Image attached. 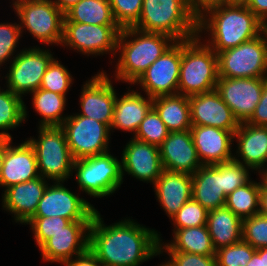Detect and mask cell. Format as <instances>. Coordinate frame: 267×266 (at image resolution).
Returning <instances> with one entry per match:
<instances>
[{"label": "cell", "instance_id": "5", "mask_svg": "<svg viewBox=\"0 0 267 266\" xmlns=\"http://www.w3.org/2000/svg\"><path fill=\"white\" fill-rule=\"evenodd\" d=\"M133 27L163 33L176 41L198 35V21L190 13L186 0H143L141 15Z\"/></svg>", "mask_w": 267, "mask_h": 266}, {"label": "cell", "instance_id": "53", "mask_svg": "<svg viewBox=\"0 0 267 266\" xmlns=\"http://www.w3.org/2000/svg\"><path fill=\"white\" fill-rule=\"evenodd\" d=\"M256 252L261 257V265L262 266H267V247L266 248L256 249Z\"/></svg>", "mask_w": 267, "mask_h": 266}, {"label": "cell", "instance_id": "20", "mask_svg": "<svg viewBox=\"0 0 267 266\" xmlns=\"http://www.w3.org/2000/svg\"><path fill=\"white\" fill-rule=\"evenodd\" d=\"M12 144V138L5 137V156L0 174V186L4 189L40 176L35 150L28 140L16 146Z\"/></svg>", "mask_w": 267, "mask_h": 266}, {"label": "cell", "instance_id": "39", "mask_svg": "<svg viewBox=\"0 0 267 266\" xmlns=\"http://www.w3.org/2000/svg\"><path fill=\"white\" fill-rule=\"evenodd\" d=\"M113 18L120 29L133 27L142 12L143 0H108Z\"/></svg>", "mask_w": 267, "mask_h": 266}, {"label": "cell", "instance_id": "17", "mask_svg": "<svg viewBox=\"0 0 267 266\" xmlns=\"http://www.w3.org/2000/svg\"><path fill=\"white\" fill-rule=\"evenodd\" d=\"M82 86L79 101L82 113L77 114L93 118L110 127L117 96L111 79L102 70Z\"/></svg>", "mask_w": 267, "mask_h": 266}, {"label": "cell", "instance_id": "4", "mask_svg": "<svg viewBox=\"0 0 267 266\" xmlns=\"http://www.w3.org/2000/svg\"><path fill=\"white\" fill-rule=\"evenodd\" d=\"M201 36L181 40L178 94L189 97L216 89L219 79L217 53L201 42Z\"/></svg>", "mask_w": 267, "mask_h": 266}, {"label": "cell", "instance_id": "34", "mask_svg": "<svg viewBox=\"0 0 267 266\" xmlns=\"http://www.w3.org/2000/svg\"><path fill=\"white\" fill-rule=\"evenodd\" d=\"M26 108L21 96L0 87V137L12 138L8 131L19 127L26 120Z\"/></svg>", "mask_w": 267, "mask_h": 266}, {"label": "cell", "instance_id": "24", "mask_svg": "<svg viewBox=\"0 0 267 266\" xmlns=\"http://www.w3.org/2000/svg\"><path fill=\"white\" fill-rule=\"evenodd\" d=\"M190 131L202 165L233 160L234 134L231 131L211 126H192Z\"/></svg>", "mask_w": 267, "mask_h": 266}, {"label": "cell", "instance_id": "47", "mask_svg": "<svg viewBox=\"0 0 267 266\" xmlns=\"http://www.w3.org/2000/svg\"><path fill=\"white\" fill-rule=\"evenodd\" d=\"M64 266H102L96 255L88 248L83 253L65 261Z\"/></svg>", "mask_w": 267, "mask_h": 266}, {"label": "cell", "instance_id": "57", "mask_svg": "<svg viewBox=\"0 0 267 266\" xmlns=\"http://www.w3.org/2000/svg\"><path fill=\"white\" fill-rule=\"evenodd\" d=\"M264 31H265L266 34H267V25L264 26Z\"/></svg>", "mask_w": 267, "mask_h": 266}, {"label": "cell", "instance_id": "38", "mask_svg": "<svg viewBox=\"0 0 267 266\" xmlns=\"http://www.w3.org/2000/svg\"><path fill=\"white\" fill-rule=\"evenodd\" d=\"M208 210L194 199L187 201L171 218L174 230L204 226L207 223Z\"/></svg>", "mask_w": 267, "mask_h": 266}, {"label": "cell", "instance_id": "28", "mask_svg": "<svg viewBox=\"0 0 267 266\" xmlns=\"http://www.w3.org/2000/svg\"><path fill=\"white\" fill-rule=\"evenodd\" d=\"M173 234V240L165 244L162 243L161 234H158L159 254H163V250L194 253L203 256H215L216 254V249L206 225L176 229Z\"/></svg>", "mask_w": 267, "mask_h": 266}, {"label": "cell", "instance_id": "32", "mask_svg": "<svg viewBox=\"0 0 267 266\" xmlns=\"http://www.w3.org/2000/svg\"><path fill=\"white\" fill-rule=\"evenodd\" d=\"M31 94L33 95V108L42 117L39 126H61L68 117V115H64V117L62 115L66 107V96L41 88L33 91Z\"/></svg>", "mask_w": 267, "mask_h": 266}, {"label": "cell", "instance_id": "48", "mask_svg": "<svg viewBox=\"0 0 267 266\" xmlns=\"http://www.w3.org/2000/svg\"><path fill=\"white\" fill-rule=\"evenodd\" d=\"M247 7L264 25H267V0H251Z\"/></svg>", "mask_w": 267, "mask_h": 266}, {"label": "cell", "instance_id": "30", "mask_svg": "<svg viewBox=\"0 0 267 266\" xmlns=\"http://www.w3.org/2000/svg\"><path fill=\"white\" fill-rule=\"evenodd\" d=\"M153 108L169 132L187 131L192 127L188 96L174 94L154 97Z\"/></svg>", "mask_w": 267, "mask_h": 266}, {"label": "cell", "instance_id": "33", "mask_svg": "<svg viewBox=\"0 0 267 266\" xmlns=\"http://www.w3.org/2000/svg\"><path fill=\"white\" fill-rule=\"evenodd\" d=\"M261 181L250 180L226 196L225 207L242 220L252 217L260 211Z\"/></svg>", "mask_w": 267, "mask_h": 266}, {"label": "cell", "instance_id": "23", "mask_svg": "<svg viewBox=\"0 0 267 266\" xmlns=\"http://www.w3.org/2000/svg\"><path fill=\"white\" fill-rule=\"evenodd\" d=\"M48 184L46 179L39 176L5 189L2 193L3 210L11 212L16 223L25 224L35 214Z\"/></svg>", "mask_w": 267, "mask_h": 266}, {"label": "cell", "instance_id": "52", "mask_svg": "<svg viewBox=\"0 0 267 266\" xmlns=\"http://www.w3.org/2000/svg\"><path fill=\"white\" fill-rule=\"evenodd\" d=\"M246 266H262L260 255L257 252H255L253 254L251 260L247 263Z\"/></svg>", "mask_w": 267, "mask_h": 266}, {"label": "cell", "instance_id": "31", "mask_svg": "<svg viewBox=\"0 0 267 266\" xmlns=\"http://www.w3.org/2000/svg\"><path fill=\"white\" fill-rule=\"evenodd\" d=\"M64 22L117 25L108 0H80L64 13Z\"/></svg>", "mask_w": 267, "mask_h": 266}, {"label": "cell", "instance_id": "46", "mask_svg": "<svg viewBox=\"0 0 267 266\" xmlns=\"http://www.w3.org/2000/svg\"><path fill=\"white\" fill-rule=\"evenodd\" d=\"M246 123L256 126H267V82L264 84L261 99L254 113Z\"/></svg>", "mask_w": 267, "mask_h": 266}, {"label": "cell", "instance_id": "26", "mask_svg": "<svg viewBox=\"0 0 267 266\" xmlns=\"http://www.w3.org/2000/svg\"><path fill=\"white\" fill-rule=\"evenodd\" d=\"M192 176V199L208 211L225 206L223 163L202 165Z\"/></svg>", "mask_w": 267, "mask_h": 266}, {"label": "cell", "instance_id": "27", "mask_svg": "<svg viewBox=\"0 0 267 266\" xmlns=\"http://www.w3.org/2000/svg\"><path fill=\"white\" fill-rule=\"evenodd\" d=\"M146 97L141 95V92L129 89L121 98L116 96L111 131L116 129L131 134L133 132L134 136L140 123L153 107V98L148 95Z\"/></svg>", "mask_w": 267, "mask_h": 266}, {"label": "cell", "instance_id": "6", "mask_svg": "<svg viewBox=\"0 0 267 266\" xmlns=\"http://www.w3.org/2000/svg\"><path fill=\"white\" fill-rule=\"evenodd\" d=\"M38 138H29L33 146L38 172L48 181H63L69 179L73 173V158L65 133L60 126L38 127Z\"/></svg>", "mask_w": 267, "mask_h": 266}, {"label": "cell", "instance_id": "35", "mask_svg": "<svg viewBox=\"0 0 267 266\" xmlns=\"http://www.w3.org/2000/svg\"><path fill=\"white\" fill-rule=\"evenodd\" d=\"M168 135L169 130L152 107L140 123L134 138L159 147Z\"/></svg>", "mask_w": 267, "mask_h": 266}, {"label": "cell", "instance_id": "37", "mask_svg": "<svg viewBox=\"0 0 267 266\" xmlns=\"http://www.w3.org/2000/svg\"><path fill=\"white\" fill-rule=\"evenodd\" d=\"M255 252L256 249L242 239L216 250L217 266H246Z\"/></svg>", "mask_w": 267, "mask_h": 266}, {"label": "cell", "instance_id": "13", "mask_svg": "<svg viewBox=\"0 0 267 266\" xmlns=\"http://www.w3.org/2000/svg\"><path fill=\"white\" fill-rule=\"evenodd\" d=\"M181 64V41H175L133 83L149 97L178 94Z\"/></svg>", "mask_w": 267, "mask_h": 266}, {"label": "cell", "instance_id": "1", "mask_svg": "<svg viewBox=\"0 0 267 266\" xmlns=\"http://www.w3.org/2000/svg\"><path fill=\"white\" fill-rule=\"evenodd\" d=\"M98 210L89 229V249L102 266H139L159 254L158 232L124 219L107 225Z\"/></svg>", "mask_w": 267, "mask_h": 266}, {"label": "cell", "instance_id": "55", "mask_svg": "<svg viewBox=\"0 0 267 266\" xmlns=\"http://www.w3.org/2000/svg\"><path fill=\"white\" fill-rule=\"evenodd\" d=\"M264 181L267 183V170L262 174Z\"/></svg>", "mask_w": 267, "mask_h": 266}, {"label": "cell", "instance_id": "19", "mask_svg": "<svg viewBox=\"0 0 267 266\" xmlns=\"http://www.w3.org/2000/svg\"><path fill=\"white\" fill-rule=\"evenodd\" d=\"M121 166L124 173L154 184L163 171L159 147L131 138L122 151Z\"/></svg>", "mask_w": 267, "mask_h": 266}, {"label": "cell", "instance_id": "25", "mask_svg": "<svg viewBox=\"0 0 267 266\" xmlns=\"http://www.w3.org/2000/svg\"><path fill=\"white\" fill-rule=\"evenodd\" d=\"M153 187L156 198L169 219L192 199V176L190 174L163 169Z\"/></svg>", "mask_w": 267, "mask_h": 266}, {"label": "cell", "instance_id": "8", "mask_svg": "<svg viewBox=\"0 0 267 266\" xmlns=\"http://www.w3.org/2000/svg\"><path fill=\"white\" fill-rule=\"evenodd\" d=\"M79 189L90 197L102 198L115 193L123 183L121 161L110 151L74 161Z\"/></svg>", "mask_w": 267, "mask_h": 266}, {"label": "cell", "instance_id": "54", "mask_svg": "<svg viewBox=\"0 0 267 266\" xmlns=\"http://www.w3.org/2000/svg\"><path fill=\"white\" fill-rule=\"evenodd\" d=\"M250 1L251 0H226V4L247 6Z\"/></svg>", "mask_w": 267, "mask_h": 266}, {"label": "cell", "instance_id": "15", "mask_svg": "<svg viewBox=\"0 0 267 266\" xmlns=\"http://www.w3.org/2000/svg\"><path fill=\"white\" fill-rule=\"evenodd\" d=\"M267 77L224 78L219 77L216 90L232 110L238 121L246 122L259 103Z\"/></svg>", "mask_w": 267, "mask_h": 266}, {"label": "cell", "instance_id": "22", "mask_svg": "<svg viewBox=\"0 0 267 266\" xmlns=\"http://www.w3.org/2000/svg\"><path fill=\"white\" fill-rule=\"evenodd\" d=\"M234 140L237 142V151L233 160L262 175L267 166V126L241 122L234 133Z\"/></svg>", "mask_w": 267, "mask_h": 266}, {"label": "cell", "instance_id": "14", "mask_svg": "<svg viewBox=\"0 0 267 266\" xmlns=\"http://www.w3.org/2000/svg\"><path fill=\"white\" fill-rule=\"evenodd\" d=\"M53 183L48 184L32 217L59 216L71 221H92L97 210L93 204L71 192L63 181Z\"/></svg>", "mask_w": 267, "mask_h": 266}, {"label": "cell", "instance_id": "42", "mask_svg": "<svg viewBox=\"0 0 267 266\" xmlns=\"http://www.w3.org/2000/svg\"><path fill=\"white\" fill-rule=\"evenodd\" d=\"M21 36L19 23H0V67L15 58V49Z\"/></svg>", "mask_w": 267, "mask_h": 266}, {"label": "cell", "instance_id": "18", "mask_svg": "<svg viewBox=\"0 0 267 266\" xmlns=\"http://www.w3.org/2000/svg\"><path fill=\"white\" fill-rule=\"evenodd\" d=\"M189 103L192 126H211L233 134L239 128L240 122L216 89L189 96Z\"/></svg>", "mask_w": 267, "mask_h": 266}, {"label": "cell", "instance_id": "2", "mask_svg": "<svg viewBox=\"0 0 267 266\" xmlns=\"http://www.w3.org/2000/svg\"><path fill=\"white\" fill-rule=\"evenodd\" d=\"M264 26L247 6L223 4L198 20V34L208 33L203 41L219 53L256 38Z\"/></svg>", "mask_w": 267, "mask_h": 266}, {"label": "cell", "instance_id": "11", "mask_svg": "<svg viewBox=\"0 0 267 266\" xmlns=\"http://www.w3.org/2000/svg\"><path fill=\"white\" fill-rule=\"evenodd\" d=\"M24 49L15 55L5 76L7 89L22 98L41 87L43 75L54 59L50 50L40 46Z\"/></svg>", "mask_w": 267, "mask_h": 266}, {"label": "cell", "instance_id": "43", "mask_svg": "<svg viewBox=\"0 0 267 266\" xmlns=\"http://www.w3.org/2000/svg\"><path fill=\"white\" fill-rule=\"evenodd\" d=\"M250 168L234 160L223 163V192L228 195L251 179Z\"/></svg>", "mask_w": 267, "mask_h": 266}, {"label": "cell", "instance_id": "45", "mask_svg": "<svg viewBox=\"0 0 267 266\" xmlns=\"http://www.w3.org/2000/svg\"><path fill=\"white\" fill-rule=\"evenodd\" d=\"M190 13L197 19L202 18L209 10L226 4V0H186Z\"/></svg>", "mask_w": 267, "mask_h": 266}, {"label": "cell", "instance_id": "9", "mask_svg": "<svg viewBox=\"0 0 267 266\" xmlns=\"http://www.w3.org/2000/svg\"><path fill=\"white\" fill-rule=\"evenodd\" d=\"M219 77H267V34L217 53Z\"/></svg>", "mask_w": 267, "mask_h": 266}, {"label": "cell", "instance_id": "12", "mask_svg": "<svg viewBox=\"0 0 267 266\" xmlns=\"http://www.w3.org/2000/svg\"><path fill=\"white\" fill-rule=\"evenodd\" d=\"M121 29L118 25H93L79 22H64L62 46L83 55H117V39Z\"/></svg>", "mask_w": 267, "mask_h": 266}, {"label": "cell", "instance_id": "41", "mask_svg": "<svg viewBox=\"0 0 267 266\" xmlns=\"http://www.w3.org/2000/svg\"><path fill=\"white\" fill-rule=\"evenodd\" d=\"M242 239L253 248L267 247V217L260 213L243 219Z\"/></svg>", "mask_w": 267, "mask_h": 266}, {"label": "cell", "instance_id": "51", "mask_svg": "<svg viewBox=\"0 0 267 266\" xmlns=\"http://www.w3.org/2000/svg\"><path fill=\"white\" fill-rule=\"evenodd\" d=\"M5 156V137H0V174Z\"/></svg>", "mask_w": 267, "mask_h": 266}, {"label": "cell", "instance_id": "50", "mask_svg": "<svg viewBox=\"0 0 267 266\" xmlns=\"http://www.w3.org/2000/svg\"><path fill=\"white\" fill-rule=\"evenodd\" d=\"M56 6L65 13L73 5L77 4L80 0H52Z\"/></svg>", "mask_w": 267, "mask_h": 266}, {"label": "cell", "instance_id": "10", "mask_svg": "<svg viewBox=\"0 0 267 266\" xmlns=\"http://www.w3.org/2000/svg\"><path fill=\"white\" fill-rule=\"evenodd\" d=\"M60 127L75 160L105 154L110 150L111 129L104 123L73 113Z\"/></svg>", "mask_w": 267, "mask_h": 266}, {"label": "cell", "instance_id": "40", "mask_svg": "<svg viewBox=\"0 0 267 266\" xmlns=\"http://www.w3.org/2000/svg\"><path fill=\"white\" fill-rule=\"evenodd\" d=\"M71 222L70 219L55 217H31L25 224L30 225L37 246L40 248L53 234L63 230Z\"/></svg>", "mask_w": 267, "mask_h": 266}, {"label": "cell", "instance_id": "56", "mask_svg": "<svg viewBox=\"0 0 267 266\" xmlns=\"http://www.w3.org/2000/svg\"><path fill=\"white\" fill-rule=\"evenodd\" d=\"M160 266H169V265L165 261V263L160 264Z\"/></svg>", "mask_w": 267, "mask_h": 266}, {"label": "cell", "instance_id": "36", "mask_svg": "<svg viewBox=\"0 0 267 266\" xmlns=\"http://www.w3.org/2000/svg\"><path fill=\"white\" fill-rule=\"evenodd\" d=\"M73 79L69 70L54 58L43 75L40 88L66 96Z\"/></svg>", "mask_w": 267, "mask_h": 266}, {"label": "cell", "instance_id": "29", "mask_svg": "<svg viewBox=\"0 0 267 266\" xmlns=\"http://www.w3.org/2000/svg\"><path fill=\"white\" fill-rule=\"evenodd\" d=\"M206 226L216 250L242 240L243 220L225 206L208 211Z\"/></svg>", "mask_w": 267, "mask_h": 266}, {"label": "cell", "instance_id": "7", "mask_svg": "<svg viewBox=\"0 0 267 266\" xmlns=\"http://www.w3.org/2000/svg\"><path fill=\"white\" fill-rule=\"evenodd\" d=\"M12 5L21 34L27 29L38 42L61 46L65 17L52 0H13Z\"/></svg>", "mask_w": 267, "mask_h": 266}, {"label": "cell", "instance_id": "3", "mask_svg": "<svg viewBox=\"0 0 267 266\" xmlns=\"http://www.w3.org/2000/svg\"><path fill=\"white\" fill-rule=\"evenodd\" d=\"M176 40L163 33L144 32L134 27L121 29L116 52L115 80L133 84Z\"/></svg>", "mask_w": 267, "mask_h": 266}, {"label": "cell", "instance_id": "49", "mask_svg": "<svg viewBox=\"0 0 267 266\" xmlns=\"http://www.w3.org/2000/svg\"><path fill=\"white\" fill-rule=\"evenodd\" d=\"M261 189H260V211L259 213L267 217V183L261 175Z\"/></svg>", "mask_w": 267, "mask_h": 266}, {"label": "cell", "instance_id": "16", "mask_svg": "<svg viewBox=\"0 0 267 266\" xmlns=\"http://www.w3.org/2000/svg\"><path fill=\"white\" fill-rule=\"evenodd\" d=\"M92 221H71L63 230L53 234L40 248L43 261L59 263L83 253L89 248Z\"/></svg>", "mask_w": 267, "mask_h": 266}, {"label": "cell", "instance_id": "21", "mask_svg": "<svg viewBox=\"0 0 267 266\" xmlns=\"http://www.w3.org/2000/svg\"><path fill=\"white\" fill-rule=\"evenodd\" d=\"M159 152L165 170L193 175L202 166L190 130L169 132Z\"/></svg>", "mask_w": 267, "mask_h": 266}, {"label": "cell", "instance_id": "44", "mask_svg": "<svg viewBox=\"0 0 267 266\" xmlns=\"http://www.w3.org/2000/svg\"><path fill=\"white\" fill-rule=\"evenodd\" d=\"M169 255V266H217L215 256H203L180 251H164Z\"/></svg>", "mask_w": 267, "mask_h": 266}]
</instances>
